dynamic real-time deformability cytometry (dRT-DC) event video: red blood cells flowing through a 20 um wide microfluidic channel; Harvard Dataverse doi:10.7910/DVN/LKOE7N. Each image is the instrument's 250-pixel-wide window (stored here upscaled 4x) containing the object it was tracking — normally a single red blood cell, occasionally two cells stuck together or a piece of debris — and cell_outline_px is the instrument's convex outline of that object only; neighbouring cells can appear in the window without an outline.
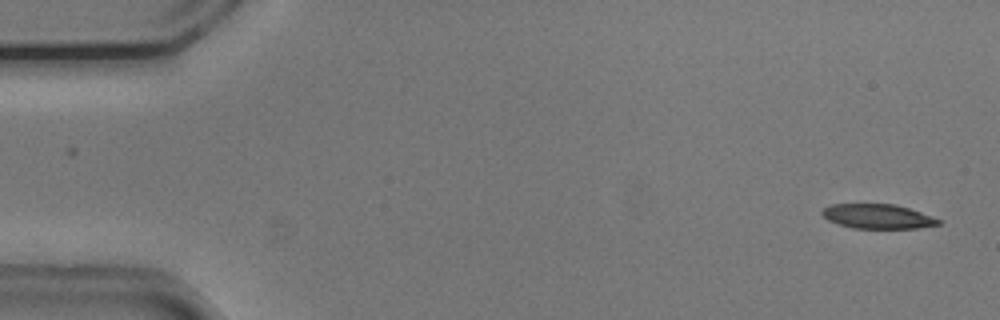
{"species": "common noctule bat (a hibernating species)", "species_latin": "Nyctalus noctula", "temperature_condition": "cold", "stored_images_in_passage": 43, "camera_frame_rate_fps": 3000, "um_per_image_px": 0.085, "animal": {"sex": "male", "body_mass_g": 20.5, "forearm_length_mm": 52.5}, "frame": {"image": 1, "passage_image": 1, "time_ms": 0.0, "image_size_px": [1000, 320], "cell_outline_px": [[940, 224], [916, 228], [852, 228], [828, 220], [820, 212], [824, 208], [832, 204], [896, 204], [920, 212], [940, 220]], "centroid_in_image_um": [74.58, 18.39], "position_along_channel_um": 10.4, "area_um2": 16.36}}
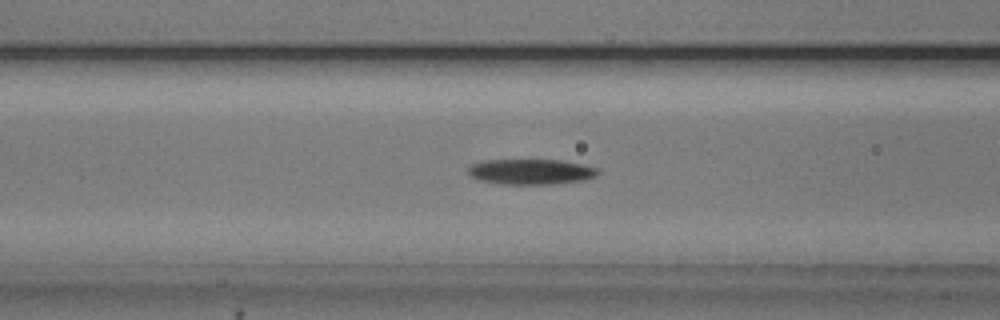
{"frame": {"image": 2, "passage_image": 20, "time_ms": 6.333, "image_size_px": [1000, 320], "cell_outline_px": [[600, 172], [596, 176], [580, 180], [556, 184], [500, 184], [480, 180], [472, 176], [468, 172], [468, 168], [472, 164], [484, 160], [560, 160], [600, 168]], "centroid_in_image_um": [45.14, 14.59], "position_along_channel_um": 121.5, "area_um2": 19.13}}
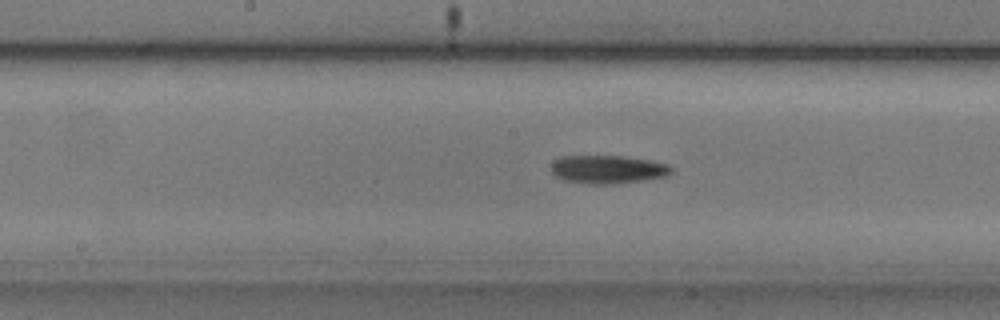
{"frame": {"image": 3, "passage_image": 26, "time_ms": 8.333, "image_size_px": [1000, 320], "cell_outline_px": [[672, 172], [664, 176], [644, 180], [612, 184], [596, 184], [564, 180], [556, 176], [552, 172], [552, 164], [560, 156], [624, 156], [648, 160], [668, 164], [672, 168]], "centroid_in_image_um": [51.66, 14.39], "position_along_channel_um": 196.5, "area_um2": 19.54}}